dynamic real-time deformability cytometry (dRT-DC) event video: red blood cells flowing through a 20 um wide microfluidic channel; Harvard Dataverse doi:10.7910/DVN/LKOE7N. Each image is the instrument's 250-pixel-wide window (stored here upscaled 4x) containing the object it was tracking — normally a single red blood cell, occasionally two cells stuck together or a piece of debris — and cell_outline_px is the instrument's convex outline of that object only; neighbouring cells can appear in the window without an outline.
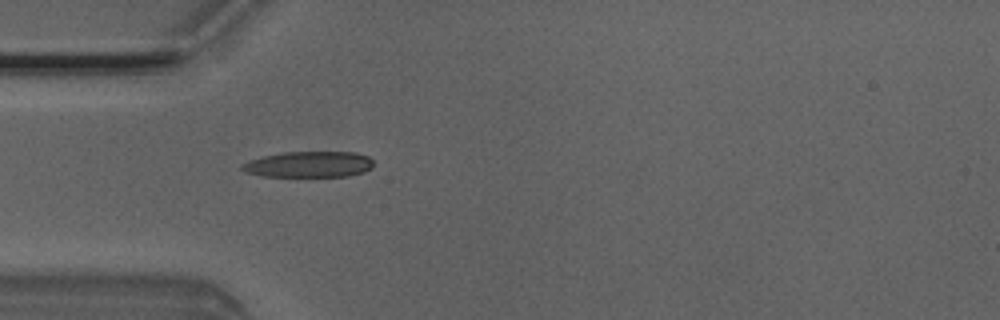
{"species": "Egyptian fruit bat (a non-hibernating species)", "species_latin": "Rousettus aegyptiacus", "temperature_condition": "room temperature", "stored_images_in_passage": 5, "camera_frame_rate_fps": 3000, "um_per_image_px": 0.085, "animal": {"sex": "male"}, "frame": {"image": 1, "passage_image": 5, "time_ms": 1.333, "image_size_px": [1000, 320], "cell_outline_px": [[372, 168], [364, 172], [348, 176], [264, 176], [244, 172], [240, 168], [240, 164], [264, 156], [284, 152], [356, 152], [368, 156], [372, 160]], "centroid_in_image_um": [26.27, 13.97], "position_along_channel_um": 58.7, "area_um2": 19.83}}